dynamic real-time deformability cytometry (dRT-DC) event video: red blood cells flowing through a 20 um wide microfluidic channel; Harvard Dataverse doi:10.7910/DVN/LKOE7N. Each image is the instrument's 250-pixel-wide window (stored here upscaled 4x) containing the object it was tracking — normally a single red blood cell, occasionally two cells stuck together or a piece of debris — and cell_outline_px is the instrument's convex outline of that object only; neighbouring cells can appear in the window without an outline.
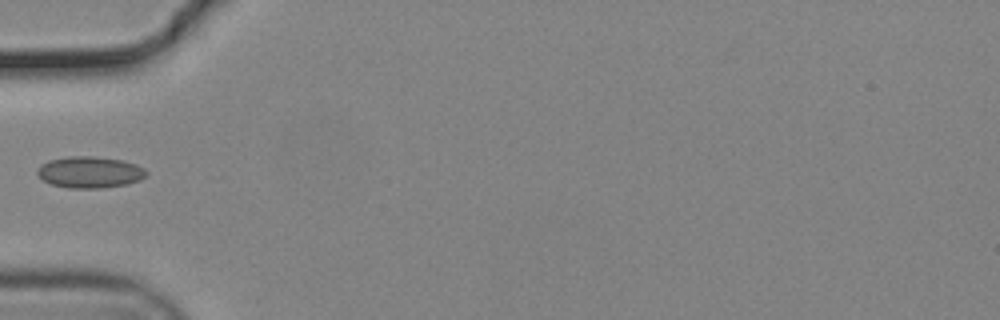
{"species": "common noctule bat (a hibernating species)", "species_latin": "Nyctalus noctula", "temperature_condition": "cold", "stored_images_in_passage": 23, "camera_frame_rate_fps": 3000, "um_per_image_px": 0.085, "animal": {"sex": "male", "body_mass_g": 19.2, "forearm_length_mm": 51.8}, "frame": {"image": 1, "passage_image": 1, "time_ms": 0.0, "image_size_px": [1000, 320], "cell_outline_px": [[148, 172], [140, 180], [128, 184], [100, 188], [68, 188], [52, 184], [44, 180], [36, 172], [36, 168], [40, 164], [48, 160], [68, 156], [92, 156], [124, 160], [136, 164], [144, 168]], "centroid_in_image_um": [7.63, 14.63], "position_along_channel_um": 77.4, "area_um2": 20.11}}